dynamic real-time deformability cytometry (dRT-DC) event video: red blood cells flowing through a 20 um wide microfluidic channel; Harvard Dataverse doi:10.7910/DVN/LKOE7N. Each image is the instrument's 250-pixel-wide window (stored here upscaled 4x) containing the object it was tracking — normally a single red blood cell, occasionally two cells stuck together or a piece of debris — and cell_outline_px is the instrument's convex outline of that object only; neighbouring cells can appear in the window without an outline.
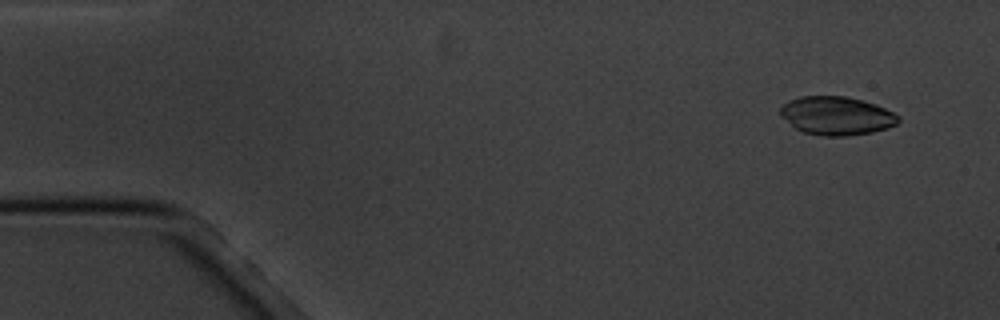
{"species": "common noctule bat (a hibernating species)", "species_latin": "Nyctalus noctula", "temperature_condition": "cold", "stored_images_in_passage": 4, "camera_frame_rate_fps": 3000, "um_per_image_px": 0.085, "animal": {"sex": "male", "body_mass_g": 20.1, "forearm_length_mm": 53.5}, "frame": {"image": 1, "passage_image": 1, "time_ms": 0.0, "image_size_px": [1000, 320], "cell_outline_px": [[900, 120], [896, 124], [888, 128], [872, 132], [848, 136], [824, 136], [804, 132], [796, 128], [780, 116], [780, 108], [788, 100], [800, 96], [848, 96], [864, 100], [876, 104], [900, 116]], "centroid_in_image_um": [71.12, 9.83], "position_along_channel_um": 13.9, "area_um2": 26.59}}